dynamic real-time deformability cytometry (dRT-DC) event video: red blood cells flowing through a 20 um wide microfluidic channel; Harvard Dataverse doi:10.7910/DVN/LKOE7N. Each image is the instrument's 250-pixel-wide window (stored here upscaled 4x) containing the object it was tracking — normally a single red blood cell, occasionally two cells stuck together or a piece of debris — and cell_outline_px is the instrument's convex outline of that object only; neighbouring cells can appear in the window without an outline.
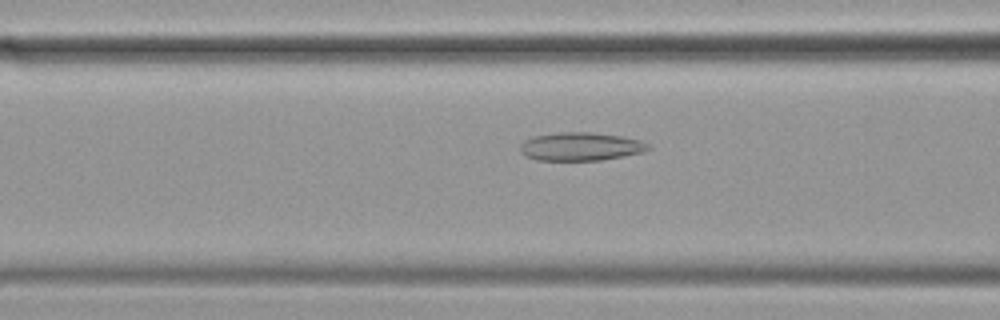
{"species": "common noctule bat (a hibernating species)", "species_latin": "Nyctalus noctula", "temperature_condition": "cold", "stored_images_in_passage": 38, "camera_frame_rate_fps": 3000, "um_per_image_px": 0.085, "animal": {"sex": "female", "body_mass_g": 19.9}, "frame": {"image": 1, "passage_image": 14, "time_ms": 4.333, "image_size_px": [1000, 320], "cell_outline_px": [[652, 148], [644, 152], [600, 160], [536, 160], [524, 156], [520, 152], [520, 144], [524, 140], [532, 136], [560, 132], [588, 132], [620, 136], [640, 140], [648, 144]], "centroid_in_image_um": [49.32, 12.45], "position_along_channel_um": 117.3, "area_um2": 21.15}}
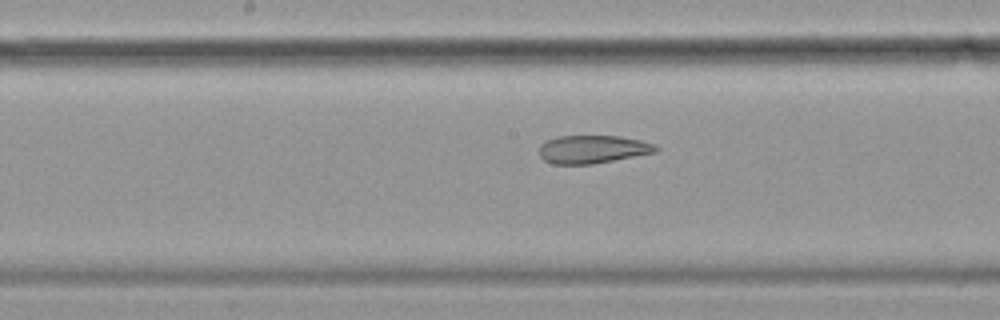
{"frame": {"image": 2, "passage_image": 21, "time_ms": 6.667, "image_size_px": [1000, 320], "cell_outline_px": [[660, 148], [656, 152], [592, 164], [552, 164], [544, 160], [540, 156], [540, 144], [556, 136], [620, 136], [640, 140], [656, 144]], "centroid_in_image_um": [50.38, 12.68], "position_along_channel_um": 197.8, "area_um2": 19.07}}
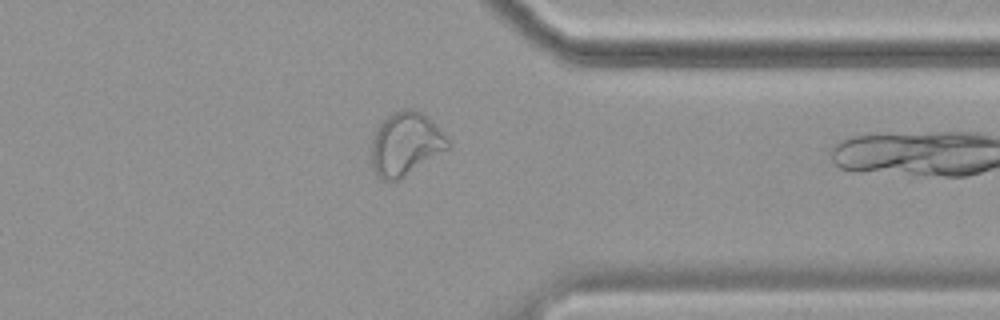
{"frame": {"image": 3, "passage_image": 37, "time_ms": 12.0, "image_size_px": [1000, 320], "cell_outline_px": [[452, 148], [400, 180], [384, 180], [372, 168], [372, 140], [380, 120], [404, 108], [412, 108], [428, 116], [448, 140]], "centroid_in_image_um": [34.51, 12.24], "position_along_channel_um": 376.9, "area_um2": 28.38}}